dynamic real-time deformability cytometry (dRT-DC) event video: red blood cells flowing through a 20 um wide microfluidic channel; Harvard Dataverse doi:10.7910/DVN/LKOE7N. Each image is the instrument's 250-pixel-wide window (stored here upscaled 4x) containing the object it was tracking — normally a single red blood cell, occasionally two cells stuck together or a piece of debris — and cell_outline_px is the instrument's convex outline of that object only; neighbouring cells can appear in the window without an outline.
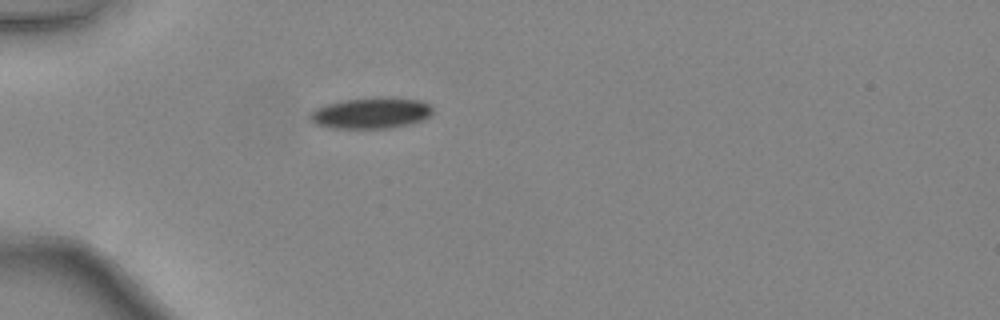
{"species": "common noctule bat (a hibernating species)", "species_latin": "Nyctalus noctula", "temperature_condition": "warm", "stored_images_in_passage": 33, "camera_frame_rate_fps": 3000, "um_per_image_px": 0.085, "animal": {"sex": "female", "body_mass_g": 24.6, "forearm_length_mm": 56.2}, "frame": {"image": 1, "passage_image": 1, "time_ms": 0.0, "image_size_px": [1000, 320], "cell_outline_px": [[432, 112], [428, 116], [412, 124], [388, 128], [328, 128], [316, 124], [308, 120], [308, 116], [316, 108], [324, 104], [344, 100], [376, 96], [380, 96], [420, 100], [428, 104], [432, 108]], "centroid_in_image_um": [31.49, 9.6], "position_along_channel_um": 53.5, "area_um2": 22.43}}
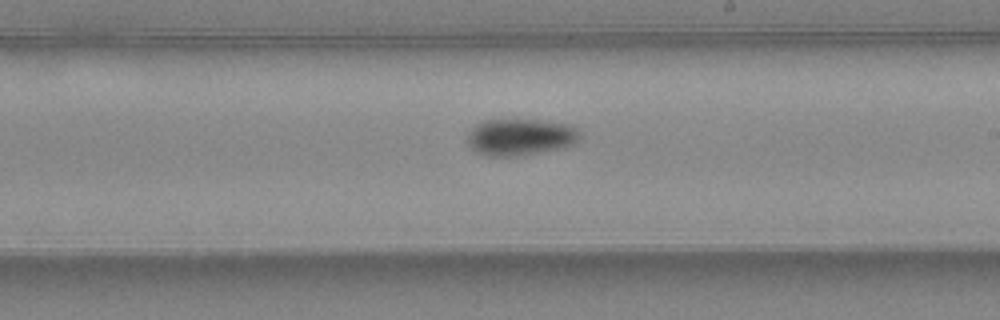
{"frame": {"image": 2, "passage_image": 15, "time_ms": 4.667, "image_size_px": [1000, 320], "cell_outline_px": [[580, 136], [572, 144], [560, 148], [512, 156], [488, 156], [476, 152], [468, 144], [468, 136], [472, 128], [476, 124], [488, 120], [536, 120], [568, 124], [576, 128], [580, 132]], "centroid_in_image_um": [44.2, 11.64], "position_along_channel_um": 244.8, "area_um2": 23.52}}
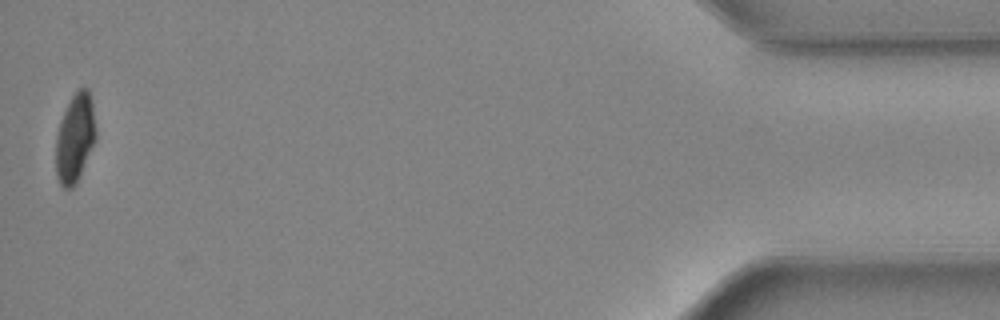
{"frame": {"image": 3, "passage_image": 33, "time_ms": 10.667, "image_size_px": [1000, 320], "cell_outline_px": [[96, 140], [76, 184], [72, 188], [64, 188], [60, 184], [56, 172], [56, 136], [60, 120], [72, 96], [80, 88], [88, 88], [92, 100], [96, 128]], "centroid_in_image_um": [6.39, 11.74], "position_along_channel_um": 428.8, "area_um2": 20.69}, "authors_computed_cell_mechanics": {"area_um2": 23.1778, "velocity_mm_per_s": 4.4626, "shape_relaxation_time_tau1_ms": 3.746, "shape_relaxation_time_tau2_ms": 10.0268, "deformation_change_tau1": 0.1098, "deformation_change_tau2": 0.1268}}